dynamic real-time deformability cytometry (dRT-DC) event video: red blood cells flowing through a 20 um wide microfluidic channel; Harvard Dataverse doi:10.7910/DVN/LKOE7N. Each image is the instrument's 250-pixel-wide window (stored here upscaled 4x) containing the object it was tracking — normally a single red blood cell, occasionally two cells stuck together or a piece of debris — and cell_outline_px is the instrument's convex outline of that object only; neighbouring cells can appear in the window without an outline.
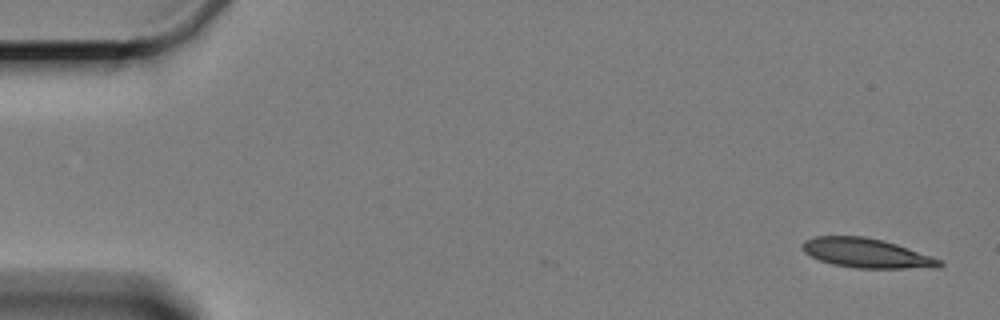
{"species": "Egyptian fruit bat (a non-hibernating species)", "species_latin": "Rousettus aegyptiacus", "temperature_condition": "cold", "stored_images_in_passage": 9, "camera_frame_rate_fps": 3000, "um_per_image_px": 0.085, "animal": {"sex": "female"}, "frame": {"image": 1, "passage_image": 1, "time_ms": 0.0, "image_size_px": [1000, 320], "cell_outline_px": [[944, 264], [940, 268], [856, 268], [832, 264], [820, 260], [804, 252], [800, 244], [804, 240], [816, 236], [864, 236], [884, 240], [944, 260]], "centroid_in_image_um": [73.69, 21.52], "position_along_channel_um": 11.3, "area_um2": 23.7}}
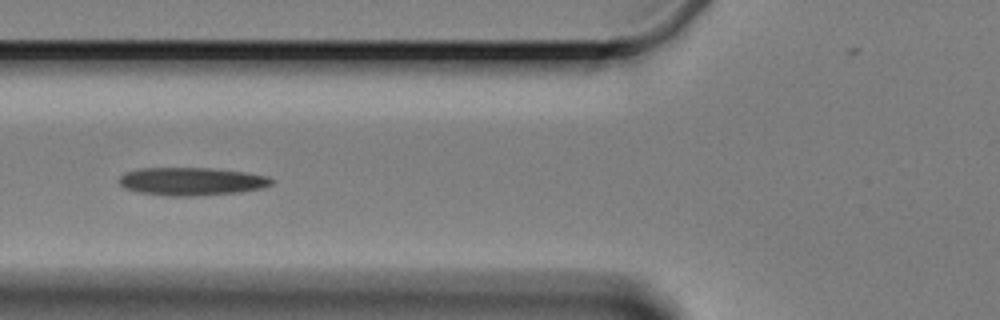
{"frame": {"image": 2, "passage_image": 7, "time_ms": 6.667, "image_size_px": [1000, 320], "cell_outline_px": [[276, 180], [272, 184], [264, 188], [240, 192], [196, 196], [168, 196], [140, 192], [124, 188], [116, 180], [124, 172], [140, 168], [212, 168], [244, 172], [268, 176]], "centroid_in_image_um": [16.29, 15.42], "position_along_channel_um": 109.5, "area_um2": 25.14}}
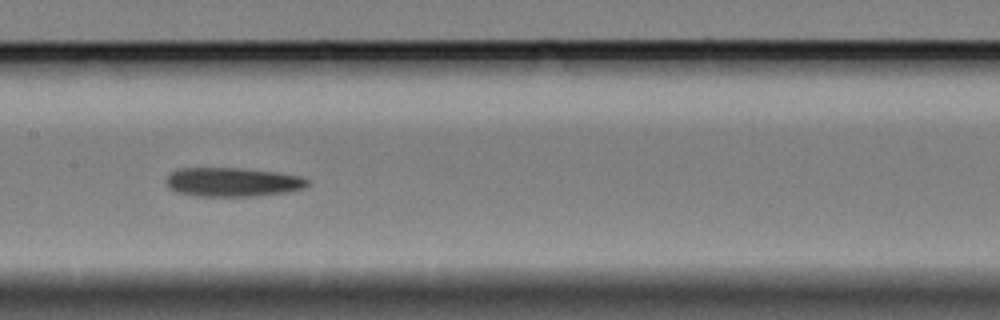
{"frame": {"image": 3, "passage_image": 9, "time_ms": 9.0, "image_size_px": [1000, 320], "cell_outline_px": [[308, 184], [304, 188], [288, 192], [252, 196], [196, 196], [176, 192], [168, 188], [164, 180], [176, 168], [240, 168], [276, 172], [300, 176], [308, 180]], "centroid_in_image_um": [19.72, 15.48], "position_along_channel_um": 187.7, "area_um2": 23.99}}